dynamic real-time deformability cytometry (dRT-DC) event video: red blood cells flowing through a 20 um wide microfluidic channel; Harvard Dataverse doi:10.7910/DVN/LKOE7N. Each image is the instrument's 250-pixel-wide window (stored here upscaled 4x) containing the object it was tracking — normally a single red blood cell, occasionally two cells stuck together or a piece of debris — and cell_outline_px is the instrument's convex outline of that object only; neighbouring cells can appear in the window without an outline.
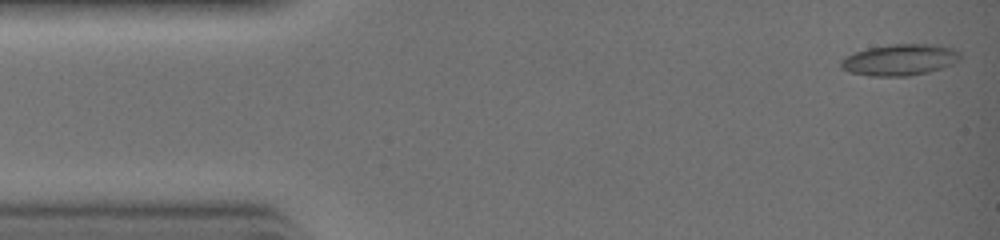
{"species": "common noctule bat (a hibernating species)", "species_latin": "Nyctalus noctula", "temperature_condition": "warm", "stored_images_in_passage": 6, "camera_frame_rate_fps": 3000, "um_per_image_px": 0.085, "animal": {"sex": "female", "body_mass_g": 19.0, "forearm_length_mm": 51.5}, "frame": {"image": 1, "passage_image": 1, "time_ms": 0.0, "image_size_px": [1000, 240], "cell_outline_px": [[960, 60], [952, 64], [928, 72], [908, 76], [868, 76], [848, 72], [840, 68], [840, 60], [852, 52], [868, 48], [892, 44], [936, 44], [952, 48], [960, 52]], "centroid_in_image_um": [76.45, 5.08], "position_along_channel_um": 8.6, "area_um2": 21.96}}